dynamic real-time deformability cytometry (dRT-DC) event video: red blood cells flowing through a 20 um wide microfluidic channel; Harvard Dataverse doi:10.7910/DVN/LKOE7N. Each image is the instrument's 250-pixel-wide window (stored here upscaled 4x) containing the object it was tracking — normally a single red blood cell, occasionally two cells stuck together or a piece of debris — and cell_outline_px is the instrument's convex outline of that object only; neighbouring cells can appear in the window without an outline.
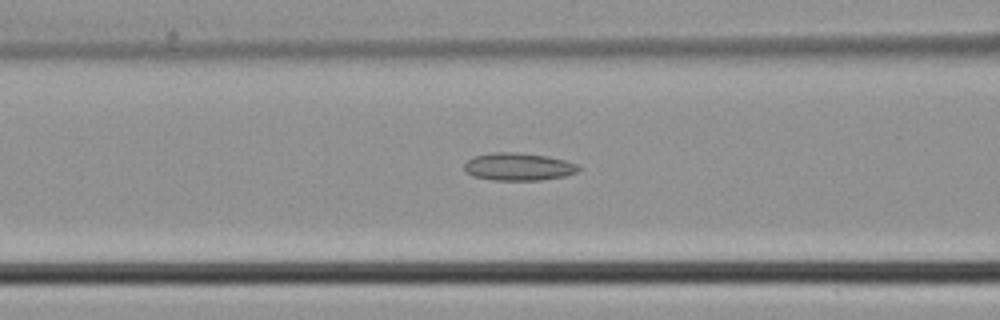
{"species": "common noctule bat (a hibernating species)", "species_latin": "Nyctalus noctula", "temperature_condition": "cold", "stored_images_in_passage": 8, "camera_frame_rate_fps": 3000, "um_per_image_px": 0.085, "animal": {"sex": "male", "body_mass_g": 21.5, "forearm_length_mm": 52.0}, "frame": {"image": 1, "passage_image": 6, "time_ms": 1.667, "image_size_px": [1000, 320], "cell_outline_px": [[580, 168], [576, 172], [564, 176], [540, 180], [492, 180], [472, 176], [464, 172], [464, 164], [472, 156], [492, 152], [520, 152], [548, 156], [580, 164]], "centroid_in_image_um": [44.04, 14.16], "position_along_channel_um": 122.6, "area_um2": 18.67}}